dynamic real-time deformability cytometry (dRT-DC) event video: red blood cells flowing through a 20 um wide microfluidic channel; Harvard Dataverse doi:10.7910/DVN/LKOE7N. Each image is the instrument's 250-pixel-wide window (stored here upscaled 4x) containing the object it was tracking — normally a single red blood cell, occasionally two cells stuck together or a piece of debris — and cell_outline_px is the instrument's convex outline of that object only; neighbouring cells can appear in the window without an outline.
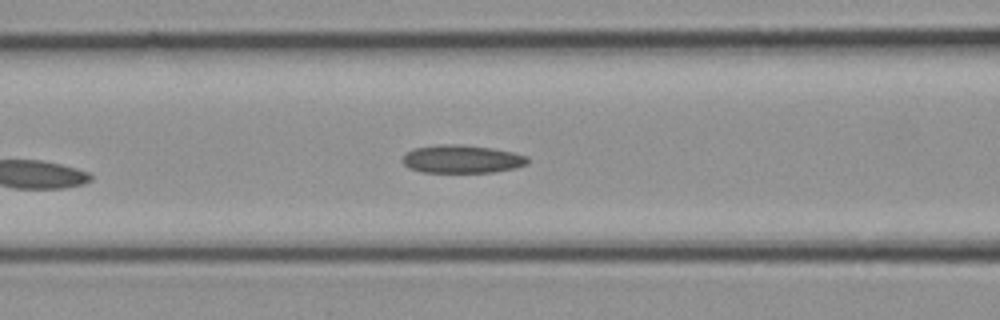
{"species": "common noctule bat (a hibernating species)", "species_latin": "Nyctalus noctula", "temperature_condition": "cold", "stored_images_in_passage": 6, "camera_frame_rate_fps": 3000, "um_per_image_px": 0.085, "animal": {"sex": "female", "body_mass_g": 21.9}, "frame": {"image": 1, "passage_image": 6, "time_ms": 1.667, "image_size_px": [1000, 320], "cell_outline_px": [[528, 164], [516, 168], [492, 172], [420, 172], [408, 168], [400, 160], [404, 152], [412, 148], [436, 144], [464, 144], [492, 148], [512, 152], [528, 156]], "centroid_in_image_um": [39.2, 13.51], "position_along_channel_um": 127.4, "area_um2": 20.92}}